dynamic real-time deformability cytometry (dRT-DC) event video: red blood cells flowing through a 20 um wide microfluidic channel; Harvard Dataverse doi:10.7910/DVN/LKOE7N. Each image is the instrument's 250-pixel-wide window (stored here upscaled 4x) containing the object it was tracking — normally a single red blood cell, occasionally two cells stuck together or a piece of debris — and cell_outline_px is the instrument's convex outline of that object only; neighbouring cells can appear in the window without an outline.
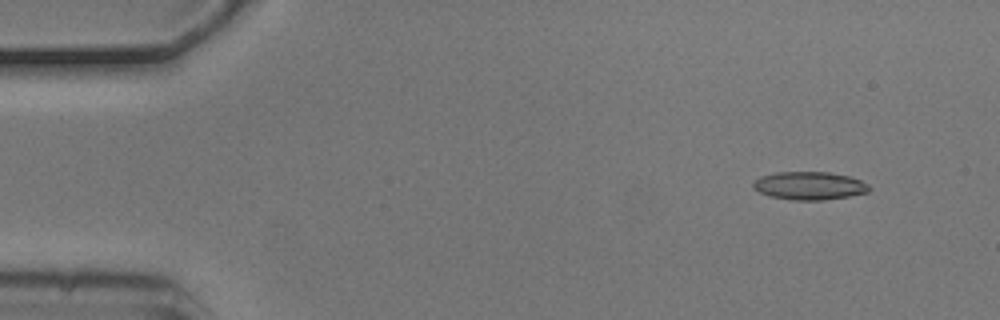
{"species": "common noctule bat (a hibernating species)", "species_latin": "Nyctalus noctula", "temperature_condition": "cold", "stored_images_in_passage": 4, "camera_frame_rate_fps": 3000, "um_per_image_px": 0.085, "animal": {"sex": "male", "body_mass_g": 20.5, "forearm_length_mm": 52.5}, "frame": {"image": 1, "passage_image": 2, "time_ms": 0.333, "image_size_px": [1000, 320], "cell_outline_px": [[872, 188], [868, 192], [848, 196], [824, 200], [792, 200], [768, 196], [752, 188], [752, 184], [760, 176], [776, 172], [828, 172], [848, 176], [860, 180], [868, 184]], "centroid_in_image_um": [68.78, 15.79], "position_along_channel_um": 16.2, "area_um2": 19.02}}
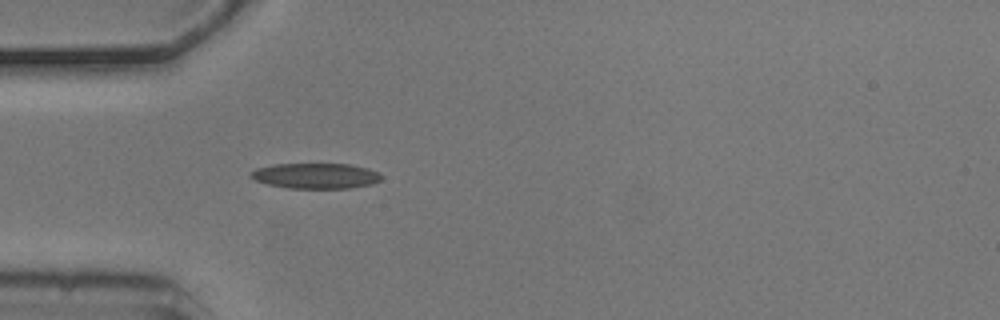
{"frame": {"image": 2, "passage_image": 4, "time_ms": 1.0, "image_size_px": [1000, 320], "cell_outline_px": [[380, 180], [372, 184], [348, 188], [288, 188], [268, 184], [256, 180], [248, 176], [256, 168], [272, 164], [352, 164], [368, 168], [380, 172]], "centroid_in_image_um": [26.84, 14.94], "position_along_channel_um": 58.2, "area_um2": 19.36}}